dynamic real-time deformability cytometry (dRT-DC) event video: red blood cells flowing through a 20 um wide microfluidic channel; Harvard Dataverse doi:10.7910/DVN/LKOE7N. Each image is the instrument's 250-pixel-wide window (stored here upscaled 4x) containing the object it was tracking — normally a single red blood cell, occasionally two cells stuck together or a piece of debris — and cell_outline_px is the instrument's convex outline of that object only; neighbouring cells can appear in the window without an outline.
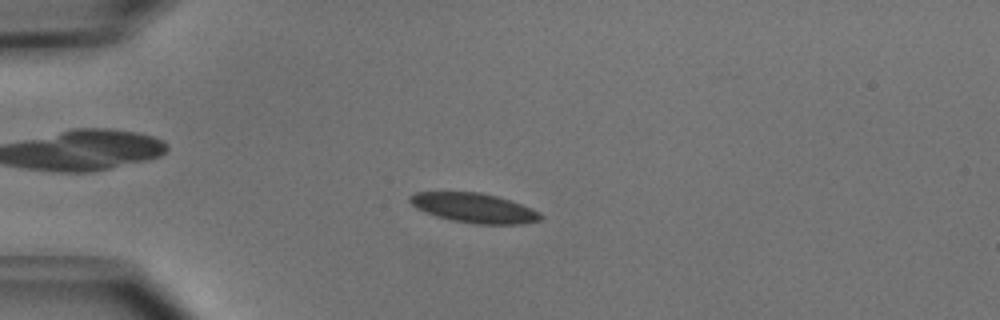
{"species": "common noctule bat (a hibernating species)", "species_latin": "Nyctalus noctula", "temperature_condition": "cold", "stored_images_in_passage": 51, "camera_frame_rate_fps": 3000, "um_per_image_px": 0.085, "animal": {"sex": "male", "body_mass_g": 15.6}, "frame": {"image": 1, "passage_image": 13, "time_ms": 4.0, "image_size_px": [1000, 320], "cell_outline_px": [[544, 216], [540, 220], [520, 224], [476, 224], [452, 220], [436, 216], [424, 212], [416, 208], [408, 200], [408, 196], [416, 192], [480, 192], [496, 196], [532, 208], [540, 212]], "centroid_in_image_um": [40.28, 17.67], "position_along_channel_um": 44.7, "area_um2": 22.48}}
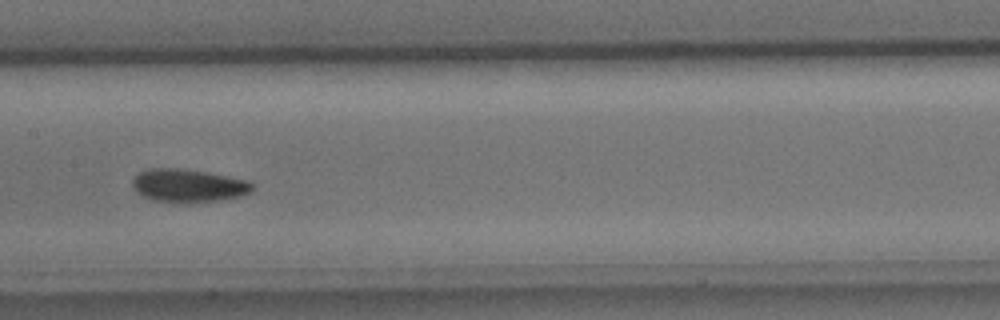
{"frame": {"image": 2, "passage_image": 26, "time_ms": 8.333, "image_size_px": [1000, 320], "cell_outline_px": [[252, 192], [240, 196], [220, 200], [188, 204], [152, 200], [136, 192], [132, 188], [132, 180], [140, 172], [148, 168], [180, 168], [204, 172], [248, 180], [252, 184]], "centroid_in_image_um": [15.98, 15.79], "position_along_channel_um": 191.4, "area_um2": 23.29}}
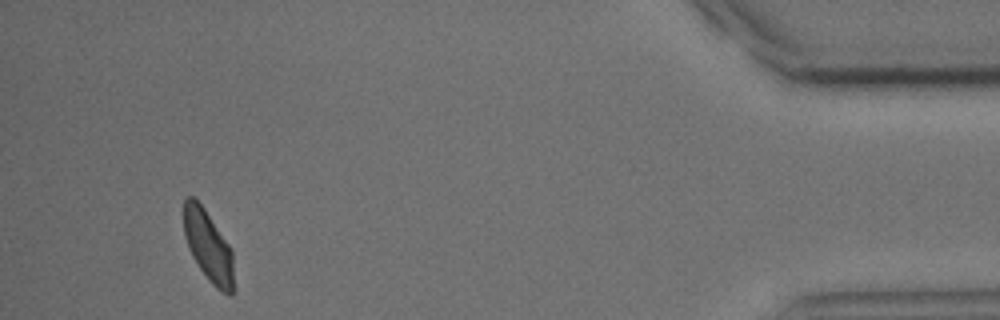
{"frame": {"image": 3, "passage_image": 48, "time_ms": 15.667, "image_size_px": [1000, 320], "cell_outline_px": [[232, 296], [228, 296], [216, 288], [212, 284], [200, 268], [192, 256], [188, 248], [184, 236], [184, 200], [188, 196], [192, 196], [204, 208], [232, 248]], "centroid_in_image_um": [17.69, 20.91], "position_along_channel_um": 417.5, "area_um2": 20.46}, "authors_computed_cell_mechanics": {"area_um2": 21.964, "velocity_mm_per_s": 3.9442, "shape_relaxation_time_tau1_ms": 2.0809, "shape_relaxation_time_tau2_ms": 4.257, "deformation_change_tau1": 0.0827, "deformation_change_tau2": 0.0633}}